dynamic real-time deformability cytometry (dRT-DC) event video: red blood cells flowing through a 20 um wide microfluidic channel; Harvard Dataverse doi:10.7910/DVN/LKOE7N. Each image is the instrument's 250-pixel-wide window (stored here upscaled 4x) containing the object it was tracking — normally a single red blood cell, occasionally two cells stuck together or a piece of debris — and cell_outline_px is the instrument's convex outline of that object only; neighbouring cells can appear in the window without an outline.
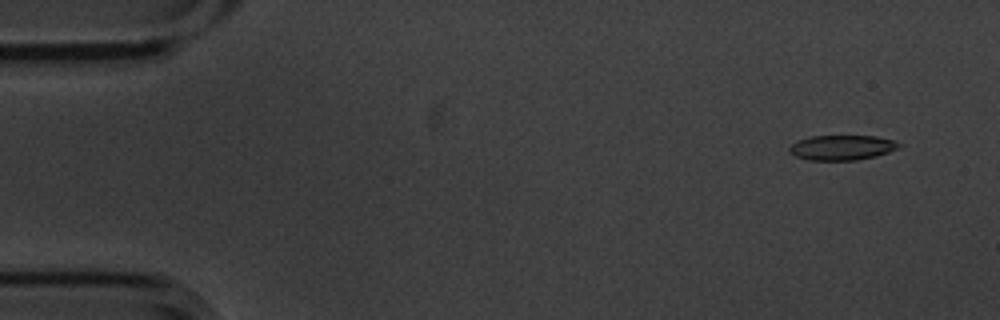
{"species": "common noctule bat (a hibernating species)", "species_latin": "Nyctalus noctula", "temperature_condition": "cold", "stored_images_in_passage": 9, "camera_frame_rate_fps": 3000, "um_per_image_px": 0.085, "animal": {"sex": "male", "body_mass_g": 20.1, "forearm_length_mm": 53.5}, "frame": {"image": 1, "passage_image": 1, "time_ms": 0.0, "image_size_px": [1000, 320], "cell_outline_px": [[904, 144], [888, 152], [876, 156], [856, 160], [808, 160], [796, 156], [788, 148], [792, 144], [808, 136], [876, 136], [896, 140]], "centroid_in_image_um": [71.61, 12.53], "position_along_channel_um": 13.4, "area_um2": 15.9}}
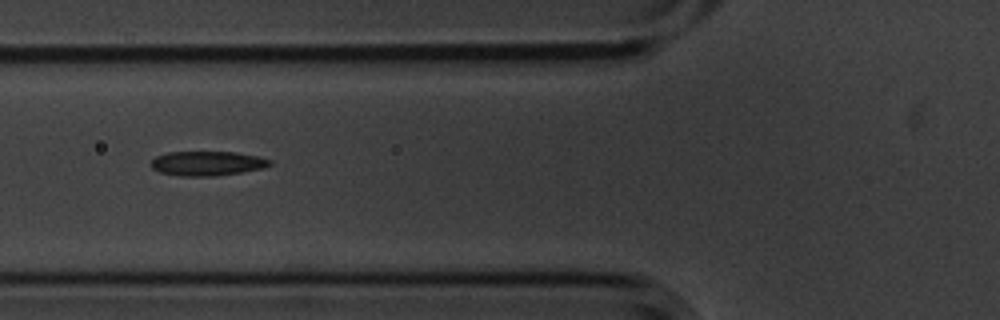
{"frame": {"image": 2, "passage_image": 6, "time_ms": 1.667, "image_size_px": [1000, 320], "cell_outline_px": [[272, 164], [264, 168], [240, 172], [212, 176], [180, 176], [160, 172], [152, 168], [148, 164], [156, 156], [168, 152], [236, 152], [260, 156], [272, 160]], "centroid_in_image_um": [17.62, 13.88], "position_along_channel_um": 108.2, "area_um2": 17.05}}
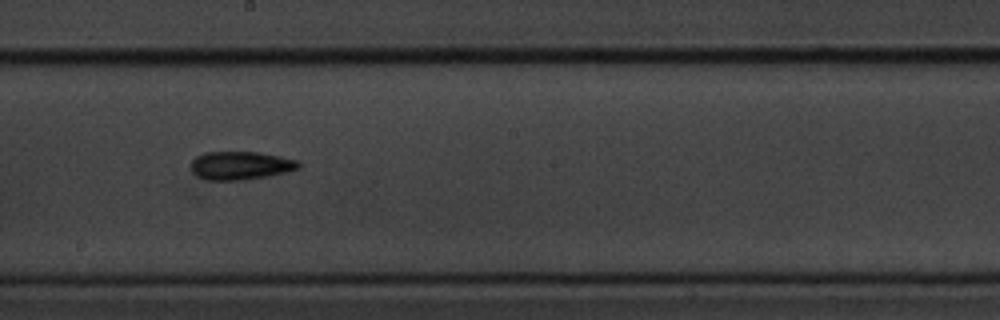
{"frame": {"image": 3, "passage_image": 9, "time_ms": 2.667, "image_size_px": [1000, 320], "cell_outline_px": [[300, 168], [288, 172], [268, 176], [236, 180], [208, 180], [192, 172], [192, 160], [196, 156], [204, 152], [260, 152], [280, 156], [296, 160], [300, 164]], "centroid_in_image_um": [20.47, 14.06], "position_along_channel_um": 227.7, "area_um2": 17.63}}